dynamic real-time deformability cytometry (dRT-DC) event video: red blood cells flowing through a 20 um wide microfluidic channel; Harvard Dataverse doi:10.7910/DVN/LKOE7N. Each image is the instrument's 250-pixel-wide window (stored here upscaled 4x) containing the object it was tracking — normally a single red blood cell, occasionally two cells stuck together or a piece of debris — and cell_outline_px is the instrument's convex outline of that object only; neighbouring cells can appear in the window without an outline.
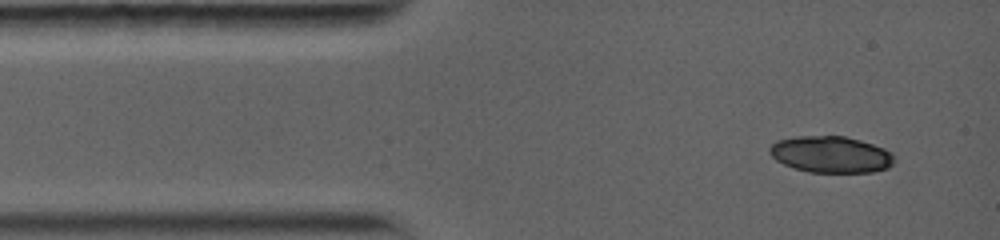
{"species": "common noctule bat (a hibernating species)", "species_latin": "Nyctalus noctula", "temperature_condition": "warm", "stored_images_in_passage": 11, "camera_frame_rate_fps": 5000, "um_per_image_px": 0.085, "animal": {"sex": "female", "body_mass_g": 19.0, "forearm_length_mm": 56.7}, "frame": {"image": 1, "passage_image": 1, "time_ms": 0.0, "image_size_px": [1000, 240], "cell_outline_px": [[892, 164], [888, 168], [872, 172], [808, 172], [792, 168], [776, 160], [768, 152], [768, 148], [776, 140], [796, 136], [844, 136], [860, 140], [884, 148], [892, 152]], "centroid_in_image_um": [70.58, 13.12], "position_along_channel_um": 14.4, "area_um2": 26.59}}